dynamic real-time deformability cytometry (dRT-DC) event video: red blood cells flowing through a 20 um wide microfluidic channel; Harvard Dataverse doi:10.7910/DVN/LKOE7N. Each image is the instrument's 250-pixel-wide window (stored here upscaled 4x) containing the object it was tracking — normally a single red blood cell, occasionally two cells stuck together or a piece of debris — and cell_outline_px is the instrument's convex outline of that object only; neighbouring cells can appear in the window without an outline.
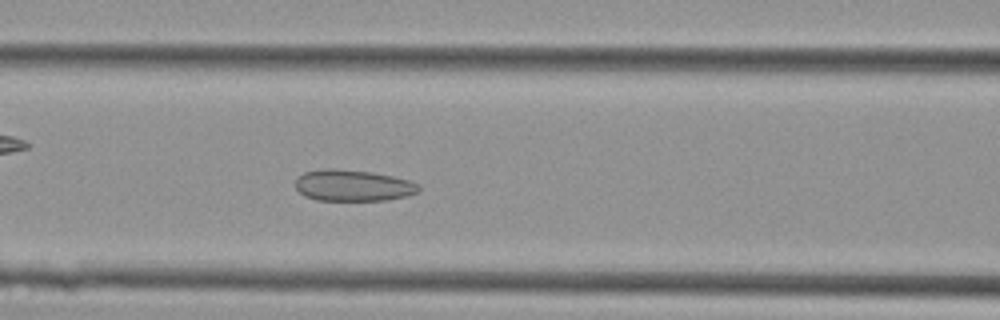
{"species": "Egyptian fruit bat (a non-hibernating species)", "species_latin": "Rousettus aegyptiacus", "temperature_condition": "cold", "stored_images_in_passage": 37, "camera_frame_rate_fps": 3000, "um_per_image_px": 0.085, "animal": {"sex": "female"}, "frame": {"image": 1, "passage_image": 11, "time_ms": 3.333, "image_size_px": [1000, 320], "cell_outline_px": [[420, 192], [408, 196], [388, 200], [316, 200], [304, 196], [296, 188], [296, 176], [304, 172], [324, 168], [336, 168], [372, 172], [392, 176], [408, 180], [420, 184]], "centroid_in_image_um": [30.01, 15.76], "position_along_channel_um": 136.6, "area_um2": 22.83}}
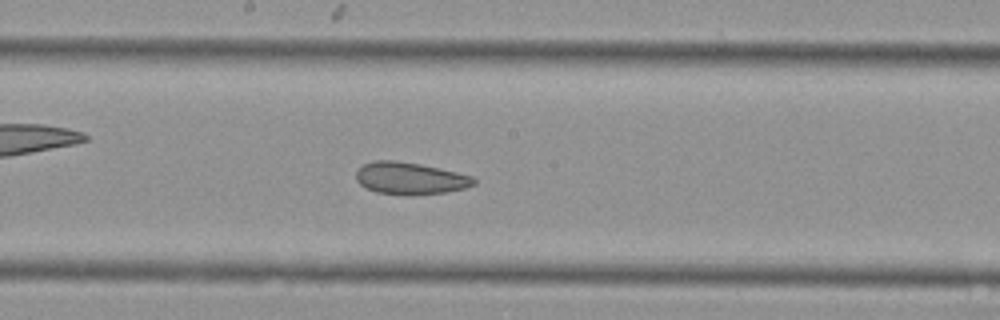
{"frame": {"image": 2, "passage_image": 16, "time_ms": 5.0, "image_size_px": [1000, 320], "cell_outline_px": [[476, 184], [464, 188], [444, 192], [408, 196], [376, 192], [360, 184], [356, 180], [356, 172], [364, 164], [372, 160], [396, 160], [420, 164], [456, 172], [472, 176], [476, 180]], "centroid_in_image_um": [34.84, 15.16], "position_along_channel_um": 213.4, "area_um2": 22.02}}
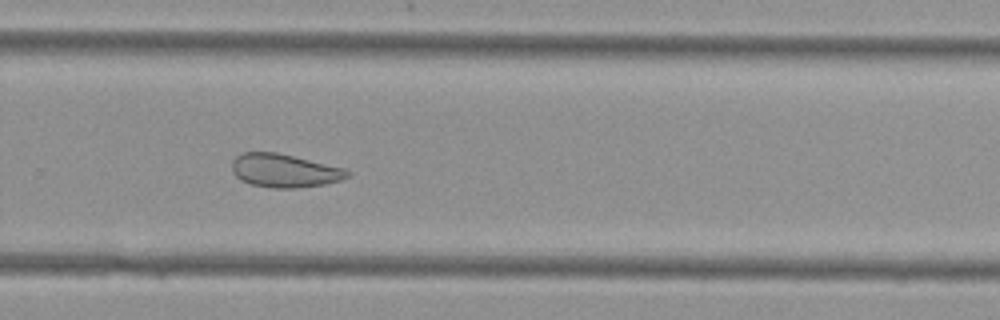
{"frame": {"image": 3, "passage_image": 22, "time_ms": 7.0, "image_size_px": [1000, 320], "cell_outline_px": [[352, 172], [348, 176], [340, 180], [324, 184], [296, 188], [272, 188], [252, 184], [240, 180], [232, 172], [232, 160], [236, 156], [244, 152], [276, 152], [344, 168]], "centroid_in_image_um": [24.15, 14.5], "position_along_channel_um": 305.6, "area_um2": 22.37}}